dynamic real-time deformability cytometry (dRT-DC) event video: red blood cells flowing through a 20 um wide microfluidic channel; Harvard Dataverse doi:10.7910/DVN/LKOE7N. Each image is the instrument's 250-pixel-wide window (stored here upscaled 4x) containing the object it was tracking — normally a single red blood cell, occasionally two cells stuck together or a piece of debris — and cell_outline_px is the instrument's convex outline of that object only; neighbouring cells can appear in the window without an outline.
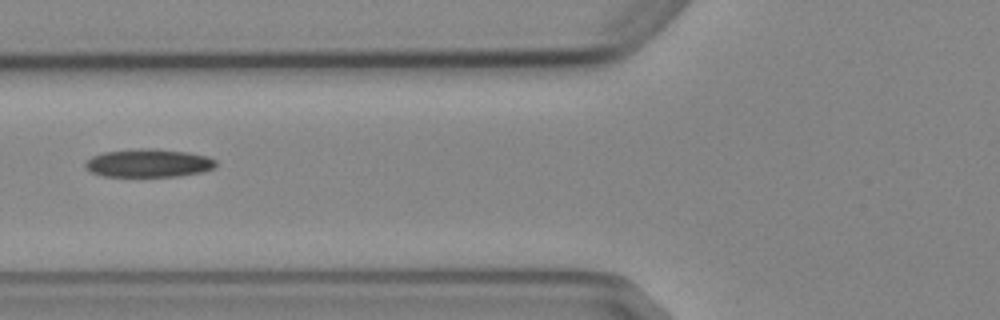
{"species": "Egyptian fruit bat (a non-hibernating species)", "species_latin": "Rousettus aegyptiacus", "temperature_condition": "cold", "stored_images_in_passage": 5, "camera_frame_rate_fps": 3000, "um_per_image_px": 0.085, "animal": {"sex": "female"}, "frame": {"image": 1, "passage_image": 5, "time_ms": 5.333, "image_size_px": [1000, 320], "cell_outline_px": [[216, 168], [204, 172], [180, 176], [104, 176], [92, 172], [84, 164], [92, 156], [104, 152], [140, 148], [152, 148], [188, 152], [208, 156], [216, 160]], "centroid_in_image_um": [12.7, 13.86], "position_along_channel_um": 113.1, "area_um2": 21.5}}